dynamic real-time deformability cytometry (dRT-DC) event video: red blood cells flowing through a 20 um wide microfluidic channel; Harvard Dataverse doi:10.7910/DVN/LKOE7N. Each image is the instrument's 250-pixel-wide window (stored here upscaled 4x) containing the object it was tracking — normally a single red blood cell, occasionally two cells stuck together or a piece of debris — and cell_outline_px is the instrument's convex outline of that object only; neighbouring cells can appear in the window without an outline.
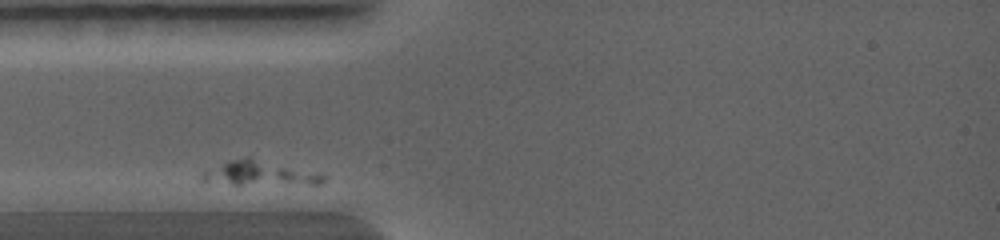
{"species": "common noctule bat (a hibernating species)", "species_latin": "Nyctalus noctula", "temperature_condition": "warm", "stored_images_in_passage": 2, "camera_frame_rate_fps": 5000, "um_per_image_px": 0.085, "animal": {"sex": "female", "body_mass_g": 19.0, "forearm_length_mm": 56.7}, "frame": {"image": 1, "passage_image": 1, "time_ms": 0.0, "image_size_px": [1000, 240], "cell_outline_px": [[328, 180], [320, 184], [232, 184], [200, 180], [200, 172], [228, 160], [244, 156], [252, 156], [328, 176]], "centroid_in_image_um": [22.05, 14.71], "position_along_channel_um": 63.0, "area_um2": 17.57}}